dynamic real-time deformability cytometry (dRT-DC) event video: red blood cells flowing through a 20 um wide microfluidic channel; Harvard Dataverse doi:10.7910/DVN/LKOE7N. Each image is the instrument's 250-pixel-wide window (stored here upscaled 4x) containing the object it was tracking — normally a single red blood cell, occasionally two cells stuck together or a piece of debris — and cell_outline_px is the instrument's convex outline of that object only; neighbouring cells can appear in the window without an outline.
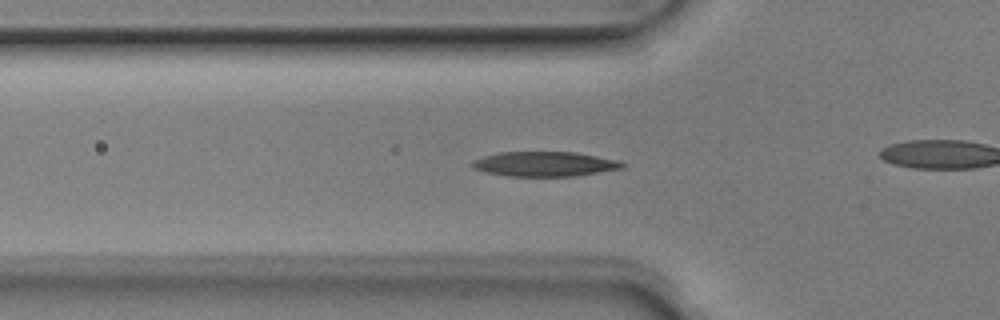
{"species": "Egyptian fruit bat (a non-hibernating species)", "species_latin": "Rousettus aegyptiacus", "temperature_condition": "room temperature", "stored_images_in_passage": 27, "camera_frame_rate_fps": 3000, "um_per_image_px": 0.085, "animal": {"sex": "male"}, "frame": {"image": 1, "passage_image": 3, "time_ms": 0.667, "image_size_px": [1000, 320], "cell_outline_px": [[628, 164], [624, 168], [576, 176], [508, 176], [484, 172], [472, 168], [468, 164], [472, 160], [484, 156], [500, 152], [576, 152], [620, 160]], "centroid_in_image_um": [46.31, 13.94], "position_along_channel_um": 79.5, "area_um2": 22.02}}
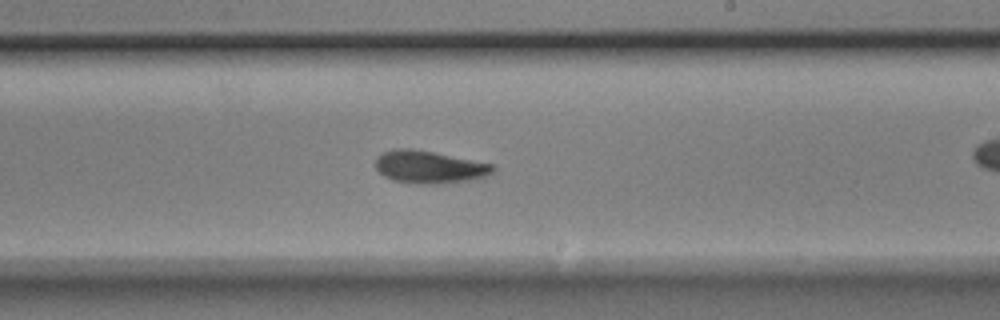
{"frame": {"image": 2, "passage_image": 16, "time_ms": 5.0, "image_size_px": [1000, 320], "cell_outline_px": [[496, 168], [492, 172], [484, 176], [468, 180], [436, 184], [416, 184], [392, 180], [384, 176], [376, 168], [376, 156], [392, 148], [412, 148], [496, 164]], "centroid_in_image_um": [36.48, 14.18], "position_along_channel_um": 252.5, "area_um2": 22.37}}
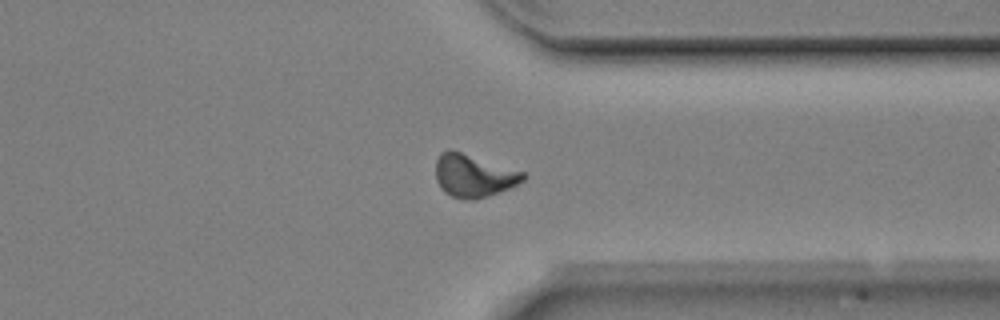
{"frame": {"image": 3, "passage_image": 25, "time_ms": 8.0, "image_size_px": [1000, 320], "cell_outline_px": [[528, 176], [524, 180], [508, 188], [488, 196], [476, 200], [464, 200], [452, 196], [444, 192], [440, 188], [436, 180], [436, 160], [440, 152], [448, 148], [524, 172]], "centroid_in_image_um": [40.22, 14.94], "position_along_channel_um": 371.2, "area_um2": 21.79}}